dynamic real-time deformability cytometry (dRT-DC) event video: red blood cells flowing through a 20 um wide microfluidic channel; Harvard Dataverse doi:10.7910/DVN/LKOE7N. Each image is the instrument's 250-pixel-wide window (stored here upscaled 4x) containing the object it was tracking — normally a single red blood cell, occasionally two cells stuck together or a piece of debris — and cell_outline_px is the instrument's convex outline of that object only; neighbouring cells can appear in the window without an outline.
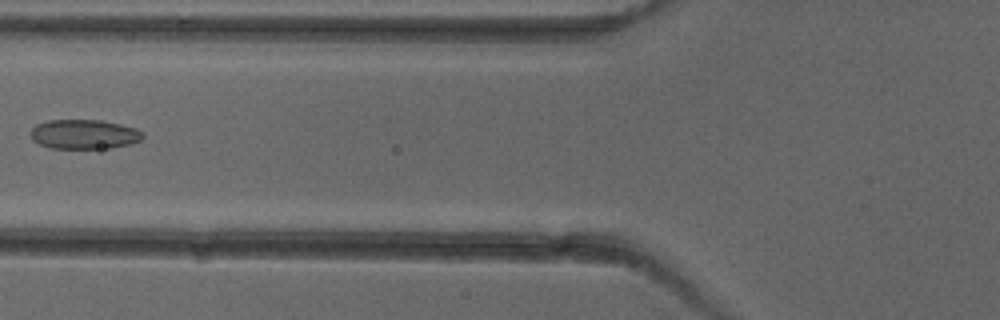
{"species": "common noctule bat (a hibernating species)", "species_latin": "Nyctalus noctula", "temperature_condition": "cold", "stored_images_in_passage": 6, "camera_frame_rate_fps": 3000, "um_per_image_px": 0.085, "animal": {"sex": "female"}, "frame": {"image": 1, "passage_image": 6, "time_ms": 6.0, "image_size_px": [1000, 320], "cell_outline_px": [[144, 136], [140, 140], [128, 144], [112, 148], [52, 148], [40, 144], [32, 140], [32, 128], [36, 124], [48, 120], [100, 120], [120, 124], [136, 128], [144, 132]], "centroid_in_image_um": [7.17, 11.4], "position_along_channel_um": 118.6, "area_um2": 19.19}}